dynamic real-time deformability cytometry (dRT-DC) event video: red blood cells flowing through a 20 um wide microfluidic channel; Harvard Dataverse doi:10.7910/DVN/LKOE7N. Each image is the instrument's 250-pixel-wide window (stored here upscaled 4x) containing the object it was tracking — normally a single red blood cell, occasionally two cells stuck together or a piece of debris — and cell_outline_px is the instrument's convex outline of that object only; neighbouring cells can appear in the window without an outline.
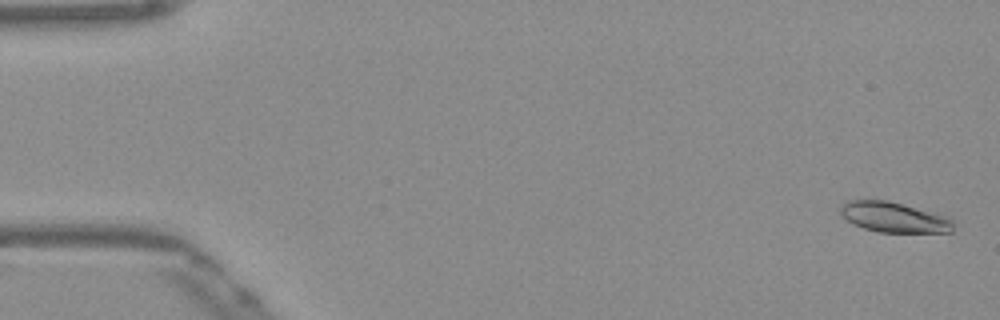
{"species": "Egyptian fruit bat (a non-hibernating species)", "species_latin": "Rousettus aegyptiacus", "temperature_condition": "warm", "stored_images_in_passage": 54, "camera_frame_rate_fps": 3000, "um_per_image_px": 0.085, "frame": {"image": 1, "passage_image": 2, "time_ms": 0.333, "image_size_px": [1000, 320], "cell_outline_px": [[952, 232], [880, 232], [864, 228], [852, 224], [840, 212], [840, 208], [848, 200], [888, 200], [948, 216], [952, 220]], "centroid_in_image_um": [75.99, 18.46], "position_along_channel_um": 9.0, "area_um2": 19.71}}
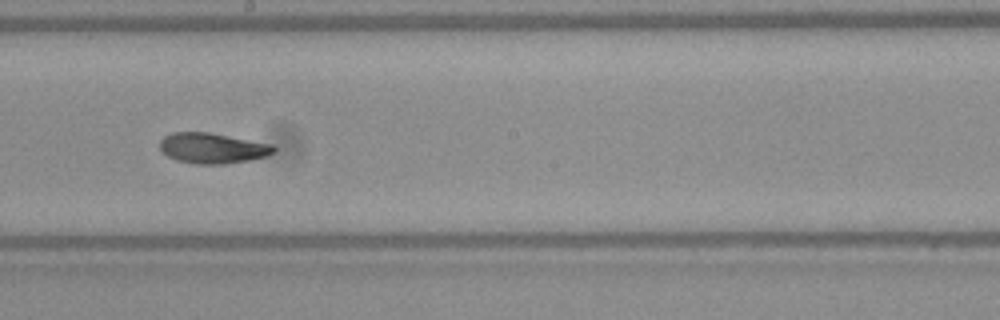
{"frame": {"image": 2, "passage_image": 30, "time_ms": 9.667, "image_size_px": [1000, 320], "cell_outline_px": [[276, 152], [252, 160], [224, 164], [196, 164], [176, 160], [168, 156], [160, 148], [160, 140], [164, 136], [172, 132], [208, 132], [272, 144], [276, 148]], "centroid_in_image_um": [18.07, 12.59], "position_along_channel_um": 230.1, "area_um2": 20.23}}
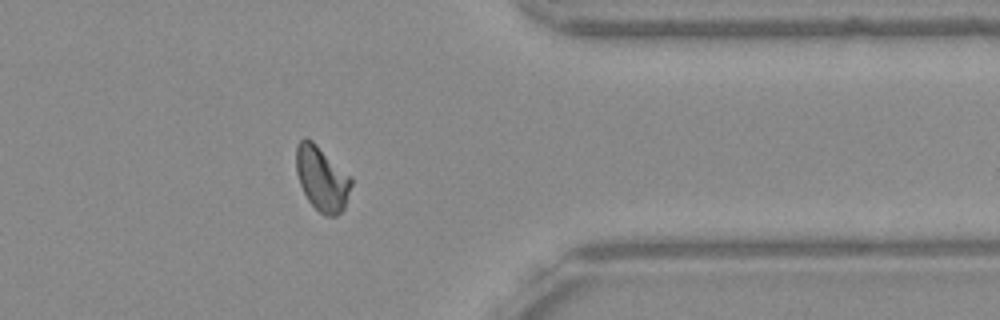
{"frame": {"image": 3, "passage_image": 43, "time_ms": 14.0, "image_size_px": [1000, 320], "cell_outline_px": [[352, 184], [344, 208], [336, 216], [324, 216], [308, 200], [300, 184], [296, 172], [296, 148], [300, 140], [304, 136], [312, 140], [352, 176]], "centroid_in_image_um": [27.37, 15.16], "position_along_channel_um": 384.0, "area_um2": 20.81}, "authors_computed_cell_mechanics": {"area_um2": 20.3456, "velocity_mm_per_s": 3.8567, "shape_relaxation_time_tau1_ms": 10.4668, "shape_relaxation_time_tau2_ms": 2.6937, "deformation_change_tau1": 0.2425, "deformation_change_tau2": 0.0819}}